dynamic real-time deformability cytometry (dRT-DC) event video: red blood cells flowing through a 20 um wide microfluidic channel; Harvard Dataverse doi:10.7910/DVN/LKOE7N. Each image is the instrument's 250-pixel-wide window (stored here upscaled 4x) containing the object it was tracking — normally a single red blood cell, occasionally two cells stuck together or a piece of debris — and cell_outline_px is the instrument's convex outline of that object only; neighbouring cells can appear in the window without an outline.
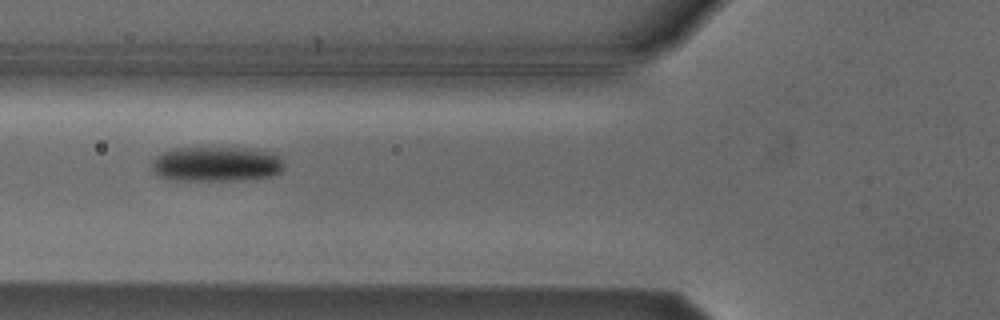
{"species": "Egyptian fruit bat (a non-hibernating species)", "species_latin": "Rousettus aegyptiacus", "temperature_condition": "cold", "stored_images_in_passage": 5, "camera_frame_rate_fps": 3000, "um_per_image_px": 0.085, "animal": {"sex": "male"}, "frame": {"image": 1, "passage_image": 4, "time_ms": 3.667, "image_size_px": [1000, 320], "cell_outline_px": [[284, 168], [276, 176], [244, 180], [168, 180], [156, 176], [152, 168], [152, 164], [156, 156], [160, 152], [172, 148], [200, 144], [228, 144], [256, 148], [280, 152], [284, 160]], "centroid_in_image_um": [18.46, 13.85], "position_along_channel_um": 107.3, "area_um2": 29.54}}
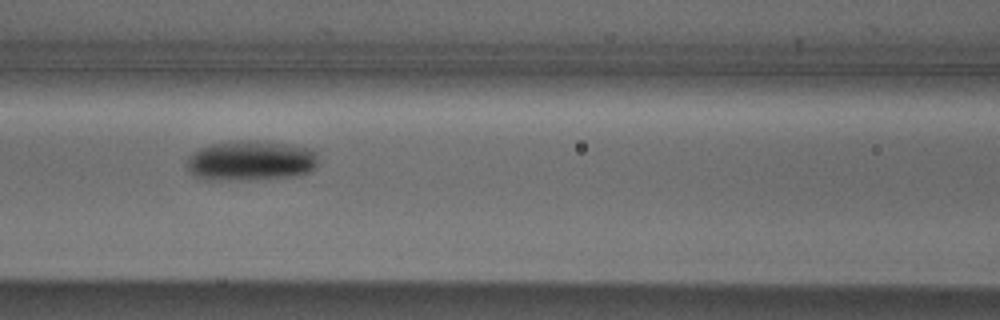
{"frame": {"image": 2, "passage_image": 5, "time_ms": 4.667, "image_size_px": [1000, 320], "cell_outline_px": [[320, 156], [316, 168], [308, 172], [296, 176], [248, 180], [208, 180], [192, 176], [188, 172], [184, 164], [188, 156], [192, 152], [200, 148], [212, 144], [240, 140], [248, 140], [284, 144], [308, 148], [316, 152]], "centroid_in_image_um": [21.27, 13.68], "position_along_channel_um": 145.3, "area_um2": 31.21}}